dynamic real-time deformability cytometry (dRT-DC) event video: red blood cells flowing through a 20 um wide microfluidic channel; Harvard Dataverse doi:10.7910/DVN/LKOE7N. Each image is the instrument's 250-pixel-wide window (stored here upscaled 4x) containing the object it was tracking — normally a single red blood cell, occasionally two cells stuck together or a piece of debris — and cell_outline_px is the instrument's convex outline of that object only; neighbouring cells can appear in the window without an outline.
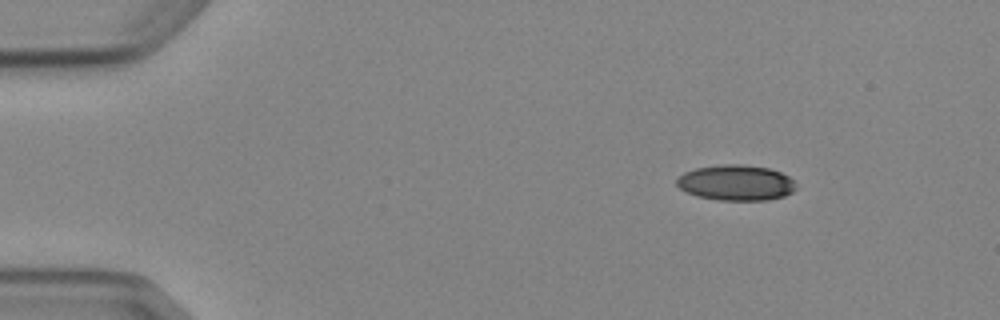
{"species": "Egyptian fruit bat (a non-hibernating species)", "species_latin": "Rousettus aegyptiacus", "temperature_condition": "cold", "stored_images_in_passage": 5, "camera_frame_rate_fps": 3000, "um_per_image_px": 0.085, "animal": {"sex": "female"}, "frame": {"image": 1, "passage_image": 1, "time_ms": 0.0, "image_size_px": [1000, 320], "cell_outline_px": [[796, 188], [792, 192], [784, 196], [768, 200], [716, 200], [696, 196], [680, 188], [676, 184], [676, 180], [684, 172], [696, 168], [724, 164], [744, 164], [768, 168], [780, 172], [788, 176], [792, 180]], "centroid_in_image_um": [62.55, 15.53], "position_along_channel_um": 22.4, "area_um2": 24.68}}
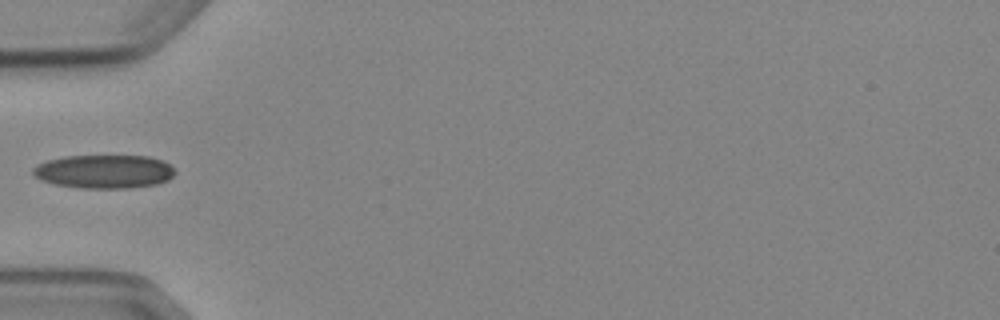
{"frame": {"image": 2, "passage_image": 4, "time_ms": 3.667, "image_size_px": [1000, 320], "cell_outline_px": [[176, 172], [168, 180], [156, 184], [132, 188], [80, 188], [52, 184], [40, 180], [32, 176], [32, 168], [36, 164], [48, 160], [64, 156], [148, 156], [160, 160], [168, 164]], "centroid_in_image_um": [8.78, 14.59], "position_along_channel_um": 76.2, "area_um2": 27.98}}
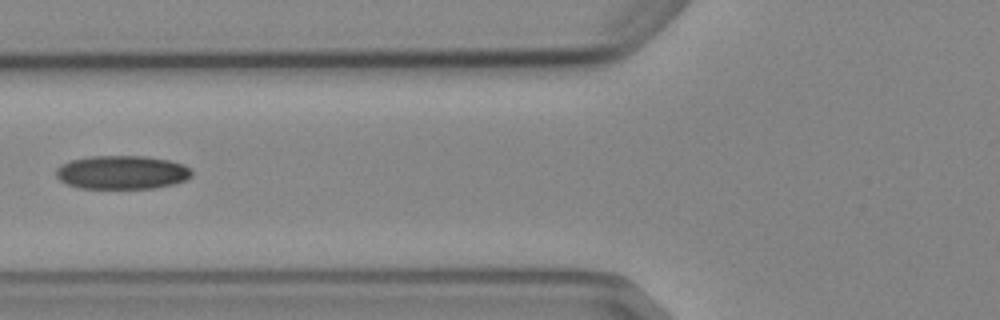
{"frame": {"image": 3, "passage_image": 5, "time_ms": 4.667, "image_size_px": [1000, 320], "cell_outline_px": [[192, 176], [184, 180], [172, 184], [156, 188], [80, 188], [68, 184], [60, 180], [56, 176], [56, 168], [60, 164], [72, 160], [88, 156], [148, 156], [168, 160], [184, 164], [192, 168]], "centroid_in_image_um": [10.38, 14.64], "position_along_channel_um": 115.4, "area_um2": 26.7}}